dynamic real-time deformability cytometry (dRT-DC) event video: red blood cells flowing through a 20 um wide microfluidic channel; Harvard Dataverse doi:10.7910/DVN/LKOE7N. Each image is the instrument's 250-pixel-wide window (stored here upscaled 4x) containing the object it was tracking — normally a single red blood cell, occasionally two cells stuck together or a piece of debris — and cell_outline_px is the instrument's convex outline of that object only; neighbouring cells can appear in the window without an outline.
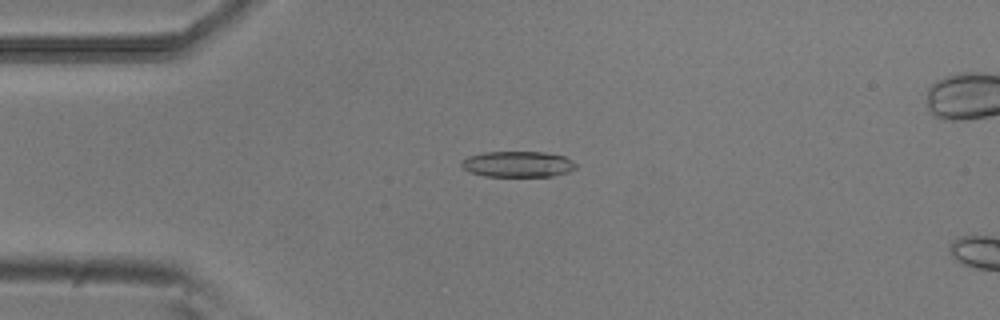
{"species": "common noctule bat (a hibernating species)", "species_latin": "Nyctalus noctula", "temperature_condition": "room temperature", "stored_images_in_passage": 8, "camera_frame_rate_fps": 3000, "um_per_image_px": 0.085, "animal": {"sex": "male", "body_mass_g": 20.5, "forearm_length_mm": 52.5}, "frame": {"image": 1, "passage_image": 4, "time_ms": 1.0, "image_size_px": [1000, 320], "cell_outline_px": [[576, 168], [568, 172], [552, 176], [484, 176], [468, 172], [460, 164], [468, 156], [484, 152], [544, 152], [564, 156], [576, 164]], "centroid_in_image_um": [44.0, 13.95], "position_along_channel_um": 41.0, "area_um2": 17.17}}